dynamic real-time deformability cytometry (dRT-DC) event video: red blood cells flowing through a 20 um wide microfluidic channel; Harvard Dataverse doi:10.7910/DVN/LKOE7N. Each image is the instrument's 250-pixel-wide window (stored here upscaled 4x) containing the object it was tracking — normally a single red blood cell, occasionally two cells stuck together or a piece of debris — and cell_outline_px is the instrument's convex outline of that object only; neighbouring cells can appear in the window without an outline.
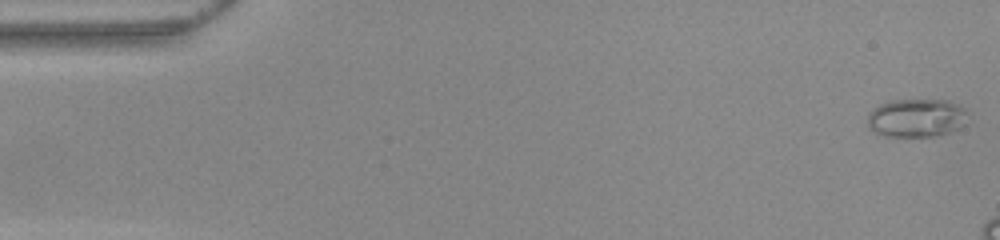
{"species": "common noctule bat (a hibernating species)", "species_latin": "Nyctalus noctula", "temperature_condition": "warm", "stored_images_in_passage": 10, "camera_frame_rate_fps": 3000, "um_per_image_px": 0.085, "animal": {"sex": "female", "body_mass_g": 22.0, "forearm_length_mm": 56.7}, "frame": {"image": 1, "passage_image": 1, "time_ms": 0.0, "image_size_px": [1000, 240], "cell_outline_px": [[964, 112], [956, 128], [948, 132], [936, 136], [884, 136], [872, 132], [868, 128], [868, 112], [880, 104], [888, 100], [948, 100], [964, 108]], "centroid_in_image_um": [77.74, 10.02], "position_along_channel_um": 7.3, "area_um2": 21.91}}